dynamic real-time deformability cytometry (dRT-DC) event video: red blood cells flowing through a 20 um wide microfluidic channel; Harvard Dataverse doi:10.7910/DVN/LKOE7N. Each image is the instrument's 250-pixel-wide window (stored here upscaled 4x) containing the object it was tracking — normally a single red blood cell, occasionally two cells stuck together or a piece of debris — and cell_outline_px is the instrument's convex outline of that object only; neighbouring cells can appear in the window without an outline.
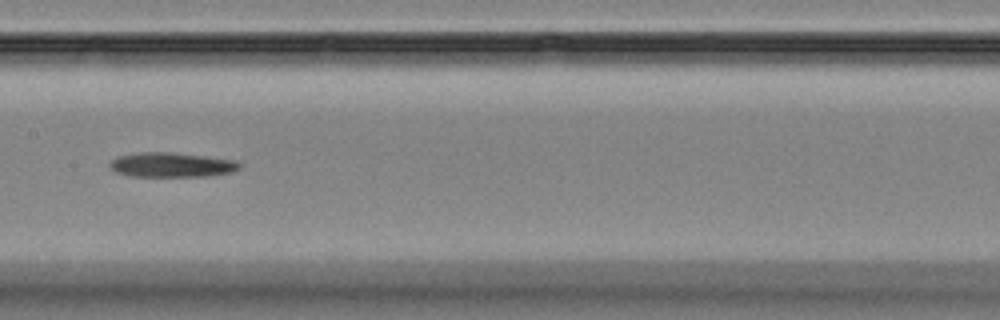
{"species": "Egyptian fruit bat (a non-hibernating species)", "species_latin": "Rousettus aegyptiacus", "temperature_condition": "room temperature", "stored_images_in_passage": 6, "camera_frame_rate_fps": 3000, "um_per_image_px": 0.085, "animal": {"sex": "female"}, "frame": {"image": 1, "passage_image": 5, "time_ms": 4.667, "image_size_px": [1000, 320], "cell_outline_px": [[240, 168], [232, 172], [208, 176], [128, 176], [116, 172], [108, 164], [116, 156], [140, 152], [168, 152], [204, 156], [236, 160], [240, 164]], "centroid_in_image_um": [14.57, 14.01], "position_along_channel_um": 192.8, "area_um2": 18.55}}
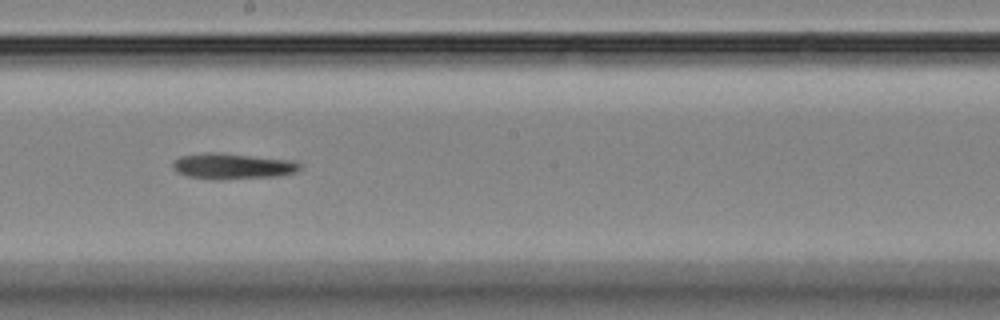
{"frame": {"image": 2, "passage_image": 6, "time_ms": 5.667, "image_size_px": [1000, 320], "cell_outline_px": [[300, 168], [296, 172], [280, 176], [216, 180], [188, 176], [176, 172], [172, 168], [172, 164], [180, 156], [208, 152], [220, 152], [300, 160]], "centroid_in_image_um": [19.83, 14.11], "position_along_channel_um": 228.4, "area_um2": 19.59}}